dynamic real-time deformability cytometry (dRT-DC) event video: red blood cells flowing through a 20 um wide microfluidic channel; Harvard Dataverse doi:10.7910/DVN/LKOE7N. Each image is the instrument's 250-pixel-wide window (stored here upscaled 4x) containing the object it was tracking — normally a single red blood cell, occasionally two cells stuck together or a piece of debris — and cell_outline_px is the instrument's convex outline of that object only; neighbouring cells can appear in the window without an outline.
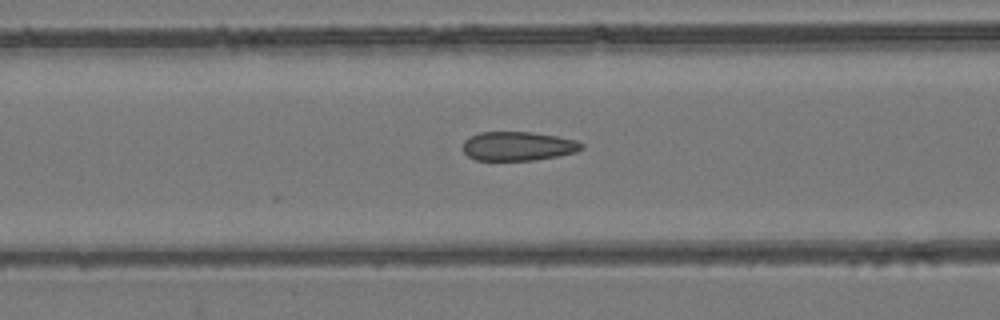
{"species": "common noctule bat (a hibernating species)", "species_latin": "Nyctalus noctula", "temperature_condition": "room temperature", "stored_images_in_passage": 54, "camera_frame_rate_fps": 3000, "um_per_image_px": 0.085, "animal": {"sex": "female", "body_mass_g": 24.6, "forearm_length_mm": 56.2}, "frame": {"image": 1, "passage_image": 22, "time_ms": 7.0, "image_size_px": [1000, 320], "cell_outline_px": [[584, 148], [576, 152], [560, 156], [536, 160], [476, 160], [468, 156], [464, 152], [464, 140], [468, 136], [480, 132], [532, 132], [556, 136], [576, 140], [584, 144]], "centroid_in_image_um": [44.05, 12.42], "position_along_channel_um": 122.5, "area_um2": 20.23}}
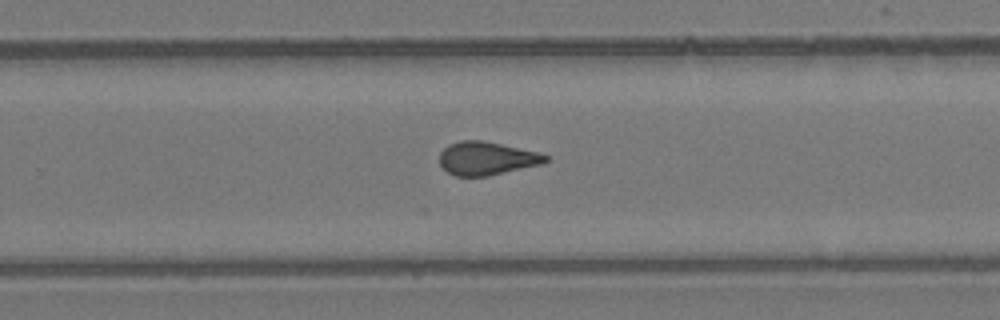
{"frame": {"image": 2, "passage_image": 35, "time_ms": 11.333, "image_size_px": [1000, 320], "cell_outline_px": [[548, 160], [544, 164], [488, 176], [456, 176], [448, 172], [440, 164], [440, 152], [448, 144], [460, 140], [484, 140], [536, 152], [548, 156]], "centroid_in_image_um": [41.36, 13.46], "position_along_channel_um": 288.4, "area_um2": 20.58}}
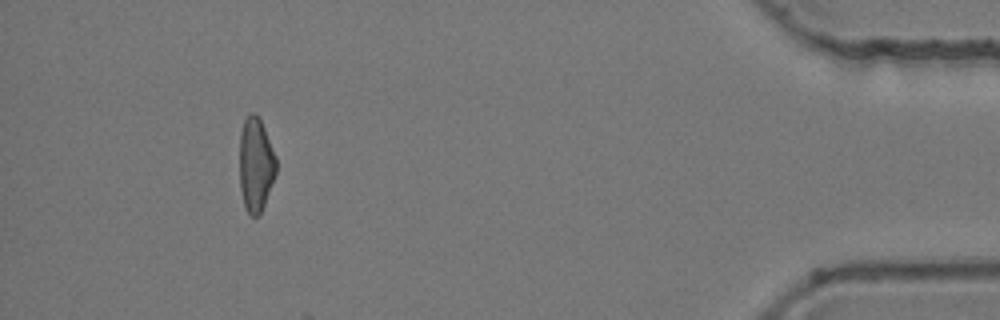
{"frame": {"image": 3, "passage_image": 50, "time_ms": 16.333, "image_size_px": [1000, 320], "cell_outline_px": [[276, 176], [264, 204], [260, 212], [256, 216], [252, 216], [244, 208], [240, 188], [240, 132], [244, 120], [252, 112], [260, 120], [264, 128], [276, 156]], "centroid_in_image_um": [21.74, 14.02], "position_along_channel_um": 413.5, "area_um2": 19.94}, "authors_computed_cell_mechanics": {"area_um2": 20.8369, "velocity_mm_per_s": 3.8272, "shape_relaxation_time_tau1_ms": null, "shape_relaxation_time_tau2_ms": 1.1587, "deformation_change_tau1": null, "deformation_change_tau2": 0.0835}}